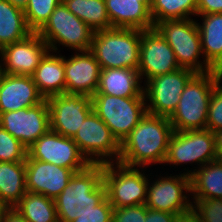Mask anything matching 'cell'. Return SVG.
<instances>
[{"label":"cell","instance_id":"cell-1","mask_svg":"<svg viewBox=\"0 0 222 222\" xmlns=\"http://www.w3.org/2000/svg\"><path fill=\"white\" fill-rule=\"evenodd\" d=\"M169 118L146 113L120 144L119 163L145 168L163 165L173 133Z\"/></svg>","mask_w":222,"mask_h":222},{"label":"cell","instance_id":"cell-2","mask_svg":"<svg viewBox=\"0 0 222 222\" xmlns=\"http://www.w3.org/2000/svg\"><path fill=\"white\" fill-rule=\"evenodd\" d=\"M106 198L103 164H89L75 172L64 190L54 199L59 222H72Z\"/></svg>","mask_w":222,"mask_h":222},{"label":"cell","instance_id":"cell-3","mask_svg":"<svg viewBox=\"0 0 222 222\" xmlns=\"http://www.w3.org/2000/svg\"><path fill=\"white\" fill-rule=\"evenodd\" d=\"M218 73H196L186 84L179 104L170 116L173 131L206 129L211 93L219 84Z\"/></svg>","mask_w":222,"mask_h":222},{"label":"cell","instance_id":"cell-4","mask_svg":"<svg viewBox=\"0 0 222 222\" xmlns=\"http://www.w3.org/2000/svg\"><path fill=\"white\" fill-rule=\"evenodd\" d=\"M141 30L111 28L93 34L90 51L101 69H138Z\"/></svg>","mask_w":222,"mask_h":222},{"label":"cell","instance_id":"cell-5","mask_svg":"<svg viewBox=\"0 0 222 222\" xmlns=\"http://www.w3.org/2000/svg\"><path fill=\"white\" fill-rule=\"evenodd\" d=\"M157 32L173 49L177 63L181 68L190 69L195 73H207L213 68L202 62L201 39L195 19L165 20L154 25Z\"/></svg>","mask_w":222,"mask_h":222},{"label":"cell","instance_id":"cell-6","mask_svg":"<svg viewBox=\"0 0 222 222\" xmlns=\"http://www.w3.org/2000/svg\"><path fill=\"white\" fill-rule=\"evenodd\" d=\"M37 34L55 53L60 45L79 52L91 49L94 31L61 2Z\"/></svg>","mask_w":222,"mask_h":222},{"label":"cell","instance_id":"cell-7","mask_svg":"<svg viewBox=\"0 0 222 222\" xmlns=\"http://www.w3.org/2000/svg\"><path fill=\"white\" fill-rule=\"evenodd\" d=\"M140 169L119 162L103 164L106 197L113 208L145 204L149 179Z\"/></svg>","mask_w":222,"mask_h":222},{"label":"cell","instance_id":"cell-8","mask_svg":"<svg viewBox=\"0 0 222 222\" xmlns=\"http://www.w3.org/2000/svg\"><path fill=\"white\" fill-rule=\"evenodd\" d=\"M92 107L120 144L147 113L145 97L94 94Z\"/></svg>","mask_w":222,"mask_h":222},{"label":"cell","instance_id":"cell-9","mask_svg":"<svg viewBox=\"0 0 222 222\" xmlns=\"http://www.w3.org/2000/svg\"><path fill=\"white\" fill-rule=\"evenodd\" d=\"M215 160H217L215 134L209 129H197L172 133L164 164H169L170 167L172 164L173 167L197 163L199 169Z\"/></svg>","mask_w":222,"mask_h":222},{"label":"cell","instance_id":"cell-10","mask_svg":"<svg viewBox=\"0 0 222 222\" xmlns=\"http://www.w3.org/2000/svg\"><path fill=\"white\" fill-rule=\"evenodd\" d=\"M72 139L90 164L119 161L120 143L94 111L85 118Z\"/></svg>","mask_w":222,"mask_h":222},{"label":"cell","instance_id":"cell-11","mask_svg":"<svg viewBox=\"0 0 222 222\" xmlns=\"http://www.w3.org/2000/svg\"><path fill=\"white\" fill-rule=\"evenodd\" d=\"M195 74L190 69L179 68L146 81L143 92L147 113L170 118L179 104L186 84Z\"/></svg>","mask_w":222,"mask_h":222},{"label":"cell","instance_id":"cell-12","mask_svg":"<svg viewBox=\"0 0 222 222\" xmlns=\"http://www.w3.org/2000/svg\"><path fill=\"white\" fill-rule=\"evenodd\" d=\"M166 175L157 176L153 183L149 179L145 205L149 209L178 214L181 217L192 214V201L189 199L191 194H188L191 193L190 176L181 171L179 175Z\"/></svg>","mask_w":222,"mask_h":222},{"label":"cell","instance_id":"cell-13","mask_svg":"<svg viewBox=\"0 0 222 222\" xmlns=\"http://www.w3.org/2000/svg\"><path fill=\"white\" fill-rule=\"evenodd\" d=\"M26 159L48 162L77 172L82 171L90 164L72 138L52 130L39 137L27 148Z\"/></svg>","mask_w":222,"mask_h":222},{"label":"cell","instance_id":"cell-14","mask_svg":"<svg viewBox=\"0 0 222 222\" xmlns=\"http://www.w3.org/2000/svg\"><path fill=\"white\" fill-rule=\"evenodd\" d=\"M50 113V130L73 138L85 118L93 111L92 97L63 93L46 99Z\"/></svg>","mask_w":222,"mask_h":222},{"label":"cell","instance_id":"cell-15","mask_svg":"<svg viewBox=\"0 0 222 222\" xmlns=\"http://www.w3.org/2000/svg\"><path fill=\"white\" fill-rule=\"evenodd\" d=\"M0 126L29 148L50 130V113L46 99L30 108L1 113Z\"/></svg>","mask_w":222,"mask_h":222},{"label":"cell","instance_id":"cell-16","mask_svg":"<svg viewBox=\"0 0 222 222\" xmlns=\"http://www.w3.org/2000/svg\"><path fill=\"white\" fill-rule=\"evenodd\" d=\"M181 68L173 49L155 28L141 30L138 71L143 83Z\"/></svg>","mask_w":222,"mask_h":222},{"label":"cell","instance_id":"cell-17","mask_svg":"<svg viewBox=\"0 0 222 222\" xmlns=\"http://www.w3.org/2000/svg\"><path fill=\"white\" fill-rule=\"evenodd\" d=\"M49 50L37 32H32L23 40L0 50L1 71L11 75L31 76Z\"/></svg>","mask_w":222,"mask_h":222},{"label":"cell","instance_id":"cell-18","mask_svg":"<svg viewBox=\"0 0 222 222\" xmlns=\"http://www.w3.org/2000/svg\"><path fill=\"white\" fill-rule=\"evenodd\" d=\"M64 56L65 93L93 96L98 89L101 67L89 51Z\"/></svg>","mask_w":222,"mask_h":222},{"label":"cell","instance_id":"cell-19","mask_svg":"<svg viewBox=\"0 0 222 222\" xmlns=\"http://www.w3.org/2000/svg\"><path fill=\"white\" fill-rule=\"evenodd\" d=\"M26 190L55 199L68 185L73 174L68 168L35 159H26Z\"/></svg>","mask_w":222,"mask_h":222},{"label":"cell","instance_id":"cell-20","mask_svg":"<svg viewBox=\"0 0 222 222\" xmlns=\"http://www.w3.org/2000/svg\"><path fill=\"white\" fill-rule=\"evenodd\" d=\"M44 100L31 76L1 74L0 114L30 108Z\"/></svg>","mask_w":222,"mask_h":222},{"label":"cell","instance_id":"cell-21","mask_svg":"<svg viewBox=\"0 0 222 222\" xmlns=\"http://www.w3.org/2000/svg\"><path fill=\"white\" fill-rule=\"evenodd\" d=\"M112 28L148 30L154 28L150 15L152 0H105Z\"/></svg>","mask_w":222,"mask_h":222},{"label":"cell","instance_id":"cell-22","mask_svg":"<svg viewBox=\"0 0 222 222\" xmlns=\"http://www.w3.org/2000/svg\"><path fill=\"white\" fill-rule=\"evenodd\" d=\"M139 71L131 68L101 69L95 94L117 97H145Z\"/></svg>","mask_w":222,"mask_h":222},{"label":"cell","instance_id":"cell-23","mask_svg":"<svg viewBox=\"0 0 222 222\" xmlns=\"http://www.w3.org/2000/svg\"><path fill=\"white\" fill-rule=\"evenodd\" d=\"M59 52L60 50L55 54L54 51L49 50L31 75L34 84L45 99L65 93L64 56Z\"/></svg>","mask_w":222,"mask_h":222},{"label":"cell","instance_id":"cell-24","mask_svg":"<svg viewBox=\"0 0 222 222\" xmlns=\"http://www.w3.org/2000/svg\"><path fill=\"white\" fill-rule=\"evenodd\" d=\"M202 23H198L201 39L203 61L207 62L215 72L222 68V13L196 15Z\"/></svg>","mask_w":222,"mask_h":222},{"label":"cell","instance_id":"cell-25","mask_svg":"<svg viewBox=\"0 0 222 222\" xmlns=\"http://www.w3.org/2000/svg\"><path fill=\"white\" fill-rule=\"evenodd\" d=\"M183 168L190 176L191 198L222 199V160H215L199 169ZM189 170V171H188Z\"/></svg>","mask_w":222,"mask_h":222},{"label":"cell","instance_id":"cell-26","mask_svg":"<svg viewBox=\"0 0 222 222\" xmlns=\"http://www.w3.org/2000/svg\"><path fill=\"white\" fill-rule=\"evenodd\" d=\"M26 167L22 162H0V200L14 208L26 194Z\"/></svg>","mask_w":222,"mask_h":222},{"label":"cell","instance_id":"cell-27","mask_svg":"<svg viewBox=\"0 0 222 222\" xmlns=\"http://www.w3.org/2000/svg\"><path fill=\"white\" fill-rule=\"evenodd\" d=\"M24 11L14 7L7 0H0V50L29 36Z\"/></svg>","mask_w":222,"mask_h":222},{"label":"cell","instance_id":"cell-28","mask_svg":"<svg viewBox=\"0 0 222 222\" xmlns=\"http://www.w3.org/2000/svg\"><path fill=\"white\" fill-rule=\"evenodd\" d=\"M63 3L94 32L112 28L105 0H64Z\"/></svg>","mask_w":222,"mask_h":222},{"label":"cell","instance_id":"cell-29","mask_svg":"<svg viewBox=\"0 0 222 222\" xmlns=\"http://www.w3.org/2000/svg\"><path fill=\"white\" fill-rule=\"evenodd\" d=\"M27 222H59L54 199L27 191L14 207Z\"/></svg>","mask_w":222,"mask_h":222},{"label":"cell","instance_id":"cell-30","mask_svg":"<svg viewBox=\"0 0 222 222\" xmlns=\"http://www.w3.org/2000/svg\"><path fill=\"white\" fill-rule=\"evenodd\" d=\"M150 15L154 25L165 20H182L197 15V0H152Z\"/></svg>","mask_w":222,"mask_h":222},{"label":"cell","instance_id":"cell-31","mask_svg":"<svg viewBox=\"0 0 222 222\" xmlns=\"http://www.w3.org/2000/svg\"><path fill=\"white\" fill-rule=\"evenodd\" d=\"M61 0H29L25 10V20L32 32H38L48 21Z\"/></svg>","mask_w":222,"mask_h":222},{"label":"cell","instance_id":"cell-32","mask_svg":"<svg viewBox=\"0 0 222 222\" xmlns=\"http://www.w3.org/2000/svg\"><path fill=\"white\" fill-rule=\"evenodd\" d=\"M191 201L192 215L198 222H222V199L193 198Z\"/></svg>","mask_w":222,"mask_h":222},{"label":"cell","instance_id":"cell-33","mask_svg":"<svg viewBox=\"0 0 222 222\" xmlns=\"http://www.w3.org/2000/svg\"><path fill=\"white\" fill-rule=\"evenodd\" d=\"M27 158V147L0 126V162H22Z\"/></svg>","mask_w":222,"mask_h":222},{"label":"cell","instance_id":"cell-34","mask_svg":"<svg viewBox=\"0 0 222 222\" xmlns=\"http://www.w3.org/2000/svg\"><path fill=\"white\" fill-rule=\"evenodd\" d=\"M206 129L213 133L222 130V83H219L211 93Z\"/></svg>","mask_w":222,"mask_h":222},{"label":"cell","instance_id":"cell-35","mask_svg":"<svg viewBox=\"0 0 222 222\" xmlns=\"http://www.w3.org/2000/svg\"><path fill=\"white\" fill-rule=\"evenodd\" d=\"M113 206L109 203L107 197L92 210L81 214L72 222H112Z\"/></svg>","mask_w":222,"mask_h":222},{"label":"cell","instance_id":"cell-36","mask_svg":"<svg viewBox=\"0 0 222 222\" xmlns=\"http://www.w3.org/2000/svg\"><path fill=\"white\" fill-rule=\"evenodd\" d=\"M147 210L145 204L114 208L112 222H145Z\"/></svg>","mask_w":222,"mask_h":222},{"label":"cell","instance_id":"cell-37","mask_svg":"<svg viewBox=\"0 0 222 222\" xmlns=\"http://www.w3.org/2000/svg\"><path fill=\"white\" fill-rule=\"evenodd\" d=\"M180 218L178 214L148 208L145 222H178Z\"/></svg>","mask_w":222,"mask_h":222},{"label":"cell","instance_id":"cell-38","mask_svg":"<svg viewBox=\"0 0 222 222\" xmlns=\"http://www.w3.org/2000/svg\"><path fill=\"white\" fill-rule=\"evenodd\" d=\"M222 13V0H197V15Z\"/></svg>","mask_w":222,"mask_h":222},{"label":"cell","instance_id":"cell-39","mask_svg":"<svg viewBox=\"0 0 222 222\" xmlns=\"http://www.w3.org/2000/svg\"><path fill=\"white\" fill-rule=\"evenodd\" d=\"M1 222H27L15 208H7L1 218Z\"/></svg>","mask_w":222,"mask_h":222},{"label":"cell","instance_id":"cell-40","mask_svg":"<svg viewBox=\"0 0 222 222\" xmlns=\"http://www.w3.org/2000/svg\"><path fill=\"white\" fill-rule=\"evenodd\" d=\"M214 134H215L217 160H222V130Z\"/></svg>","mask_w":222,"mask_h":222},{"label":"cell","instance_id":"cell-41","mask_svg":"<svg viewBox=\"0 0 222 222\" xmlns=\"http://www.w3.org/2000/svg\"><path fill=\"white\" fill-rule=\"evenodd\" d=\"M10 2L14 7H17L21 10H25L29 0H7Z\"/></svg>","mask_w":222,"mask_h":222},{"label":"cell","instance_id":"cell-42","mask_svg":"<svg viewBox=\"0 0 222 222\" xmlns=\"http://www.w3.org/2000/svg\"><path fill=\"white\" fill-rule=\"evenodd\" d=\"M178 222H198V220L192 214H190V215L181 217Z\"/></svg>","mask_w":222,"mask_h":222},{"label":"cell","instance_id":"cell-43","mask_svg":"<svg viewBox=\"0 0 222 222\" xmlns=\"http://www.w3.org/2000/svg\"><path fill=\"white\" fill-rule=\"evenodd\" d=\"M7 208L8 207L0 200V221H1V218L3 217V214Z\"/></svg>","mask_w":222,"mask_h":222},{"label":"cell","instance_id":"cell-44","mask_svg":"<svg viewBox=\"0 0 222 222\" xmlns=\"http://www.w3.org/2000/svg\"><path fill=\"white\" fill-rule=\"evenodd\" d=\"M219 77V82H222V68L217 72Z\"/></svg>","mask_w":222,"mask_h":222}]
</instances>
